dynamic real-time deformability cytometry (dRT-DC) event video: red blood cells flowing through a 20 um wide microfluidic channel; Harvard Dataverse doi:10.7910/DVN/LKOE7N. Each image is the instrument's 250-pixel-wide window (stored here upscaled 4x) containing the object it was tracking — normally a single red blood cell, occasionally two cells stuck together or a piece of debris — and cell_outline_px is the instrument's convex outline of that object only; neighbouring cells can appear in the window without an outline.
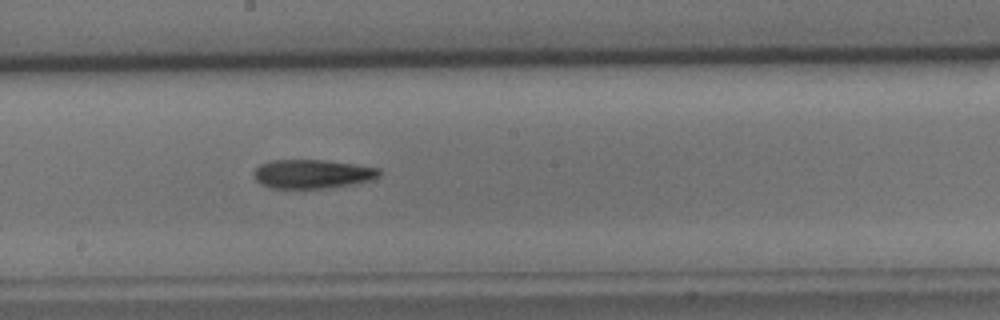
{"species": "common noctule bat (a hibernating species)", "species_latin": "Nyctalus noctula", "temperature_condition": "cold", "stored_images_in_passage": 8, "camera_frame_rate_fps": 3000, "um_per_image_px": 0.085, "animal": {"sex": "male", "body_mass_g": 15.6}, "frame": {"image": 1, "passage_image": 8, "time_ms": 8.333, "image_size_px": [1000, 320], "cell_outline_px": [[380, 176], [372, 180], [324, 188], [268, 188], [260, 184], [252, 176], [252, 172], [260, 164], [272, 160], [320, 160], [356, 164], [380, 168]], "centroid_in_image_um": [26.5, 14.78], "position_along_channel_um": 221.7, "area_um2": 21.15}}